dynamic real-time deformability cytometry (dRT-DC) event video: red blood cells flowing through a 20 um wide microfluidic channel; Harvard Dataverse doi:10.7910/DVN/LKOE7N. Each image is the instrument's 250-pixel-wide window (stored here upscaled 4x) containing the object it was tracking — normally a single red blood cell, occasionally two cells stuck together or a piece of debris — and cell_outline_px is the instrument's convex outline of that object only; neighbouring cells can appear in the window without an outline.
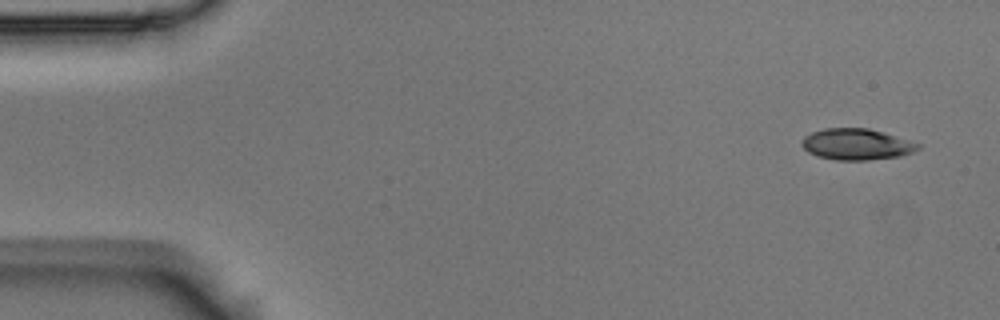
{"species": "Egyptian fruit bat (a non-hibernating species)", "species_latin": "Rousettus aegyptiacus", "temperature_condition": "room temperature", "stored_images_in_passage": 5, "camera_frame_rate_fps": 3000, "um_per_image_px": 0.085, "animal": {"sex": "male"}, "frame": {"image": 1, "passage_image": 1, "time_ms": 0.0, "image_size_px": [1000, 320], "cell_outline_px": [[920, 148], [912, 152], [900, 156], [868, 160], [836, 160], [816, 156], [808, 152], [804, 148], [804, 136], [812, 132], [824, 128], [868, 128], [884, 132], [920, 144]], "centroid_in_image_um": [72.81, 12.26], "position_along_channel_um": 12.2, "area_um2": 20.98}}
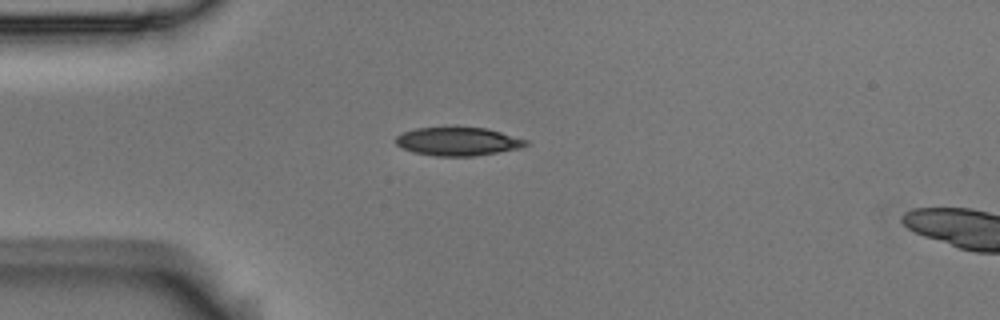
{"frame": {"image": 2, "passage_image": 4, "time_ms": 1.0, "image_size_px": [1000, 320], "cell_outline_px": [[528, 144], [520, 148], [472, 156], [436, 156], [412, 152], [396, 144], [396, 136], [404, 132], [416, 128], [456, 124], [488, 128], [528, 140]], "centroid_in_image_um": [38.91, 11.97], "position_along_channel_um": 46.1, "area_um2": 22.25}}